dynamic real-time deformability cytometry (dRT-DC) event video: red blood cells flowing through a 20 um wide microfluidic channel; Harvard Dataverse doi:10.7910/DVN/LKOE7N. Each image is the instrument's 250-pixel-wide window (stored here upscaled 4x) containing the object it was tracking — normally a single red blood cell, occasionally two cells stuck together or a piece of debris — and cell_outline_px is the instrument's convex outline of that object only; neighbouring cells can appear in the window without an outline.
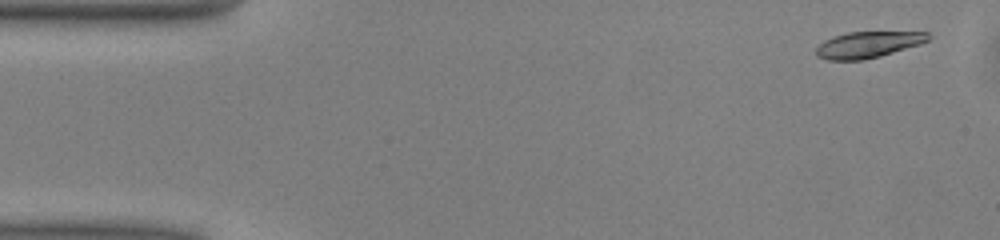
{"species": "common noctule bat (a hibernating species)", "species_latin": "Nyctalus noctula", "temperature_condition": "warm", "stored_images_in_passage": 50, "camera_frame_rate_fps": 3000, "um_per_image_px": 0.085, "animal": {"sex": "male", "body_mass_g": 13.0, "forearm_length_mm": 53.1}, "frame": {"image": 1, "passage_image": 3, "time_ms": 0.667, "image_size_px": [1000, 240], "cell_outline_px": [[932, 36], [928, 40], [920, 44], [880, 56], [864, 60], [828, 60], [816, 56], [816, 48], [824, 40], [832, 36], [848, 32], [928, 32]], "centroid_in_image_um": [73.76, 3.79], "position_along_channel_um": 11.2, "area_um2": 17.17}}
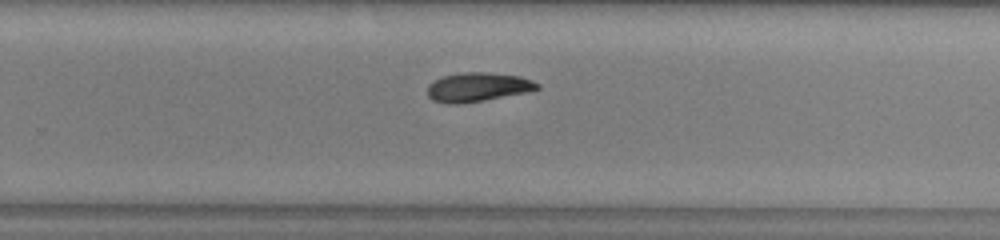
{"frame": {"image": 2, "passage_image": 32, "time_ms": 10.333, "image_size_px": [1000, 240], "cell_outline_px": [[540, 88], [528, 92], [484, 100], [456, 104], [448, 104], [432, 100], [428, 96], [428, 84], [432, 80], [440, 76], [464, 72], [488, 72], [520, 76], [532, 80], [540, 84]], "centroid_in_image_um": [40.59, 7.39], "position_along_channel_um": 289.2, "area_um2": 18.79}}
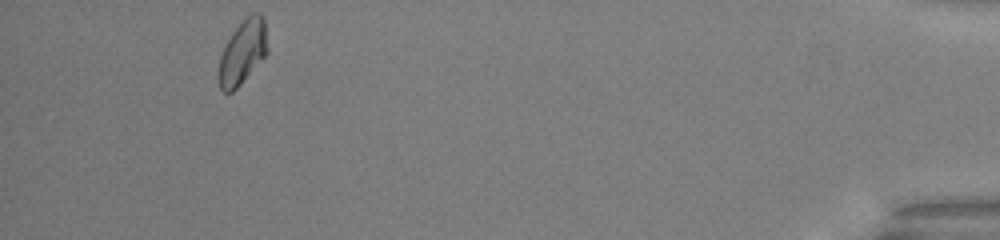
{"frame": {"image": 3, "passage_image": 47, "time_ms": 15.333, "image_size_px": [1000, 240], "cell_outline_px": [[268, 52], [240, 84], [232, 92], [224, 92], [220, 88], [216, 76], [220, 56], [232, 32], [252, 12], [260, 12], [264, 16], [268, 48]], "centroid_in_image_um": [20.61, 4.43], "position_along_channel_um": 414.6, "area_um2": 18.21}, "authors_computed_cell_mechanics": {"area_um2": 18.4382, "velocity_mm_per_s": 4.0432, "shape_relaxation_time_tau1_ms": 3.4027, "shape_relaxation_time_tau2_ms": null, "deformation_change_tau1": 0.1041, "deformation_change_tau2": null}}